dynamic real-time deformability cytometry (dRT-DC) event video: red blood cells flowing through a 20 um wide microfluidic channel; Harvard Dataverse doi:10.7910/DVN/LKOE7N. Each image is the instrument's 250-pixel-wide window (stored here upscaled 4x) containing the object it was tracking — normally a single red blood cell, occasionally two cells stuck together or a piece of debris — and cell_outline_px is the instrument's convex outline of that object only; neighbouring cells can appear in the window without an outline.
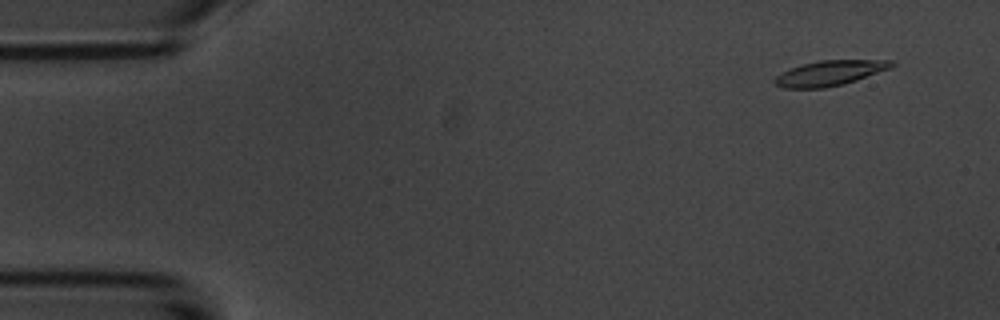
{"species": "common noctule bat (a hibernating species)", "species_latin": "Nyctalus noctula", "temperature_condition": "room temperature", "stored_images_in_passage": 5, "camera_frame_rate_fps": 3000, "um_per_image_px": 0.085, "animal": {"sex": "male", "body_mass_g": 20.1, "forearm_length_mm": 53.5}, "frame": {"image": 1, "passage_image": 2, "time_ms": 1.0, "image_size_px": [1000, 320], "cell_outline_px": [[896, 64], [892, 68], [844, 84], [824, 88], [784, 88], [776, 84], [772, 80], [776, 76], [792, 68], [804, 64], [820, 60], [892, 60]], "centroid_in_image_um": [70.58, 6.21], "position_along_channel_um": 14.4, "area_um2": 16.99}}
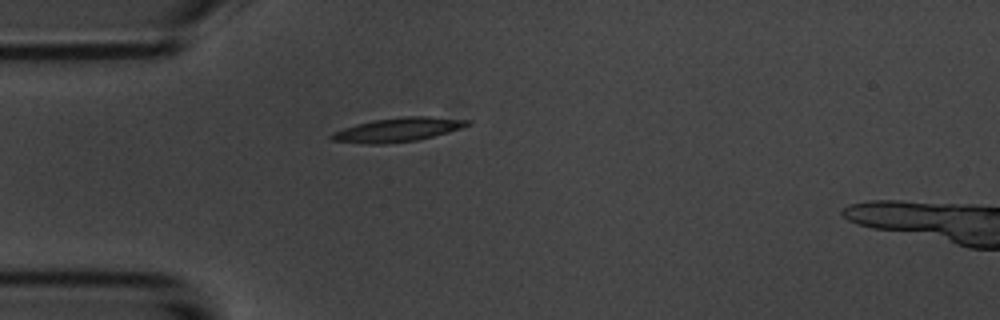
{"frame": {"image": 2, "passage_image": 5, "time_ms": 4.667, "image_size_px": [1000, 320], "cell_outline_px": [[472, 124], [460, 128], [432, 136], [416, 140], [380, 144], [368, 144], [332, 140], [328, 136], [332, 132], [356, 124], [372, 120], [404, 116], [428, 116], [472, 120]], "centroid_in_image_um": [33.8, 11.01], "position_along_channel_um": 51.2, "area_um2": 18.84}}